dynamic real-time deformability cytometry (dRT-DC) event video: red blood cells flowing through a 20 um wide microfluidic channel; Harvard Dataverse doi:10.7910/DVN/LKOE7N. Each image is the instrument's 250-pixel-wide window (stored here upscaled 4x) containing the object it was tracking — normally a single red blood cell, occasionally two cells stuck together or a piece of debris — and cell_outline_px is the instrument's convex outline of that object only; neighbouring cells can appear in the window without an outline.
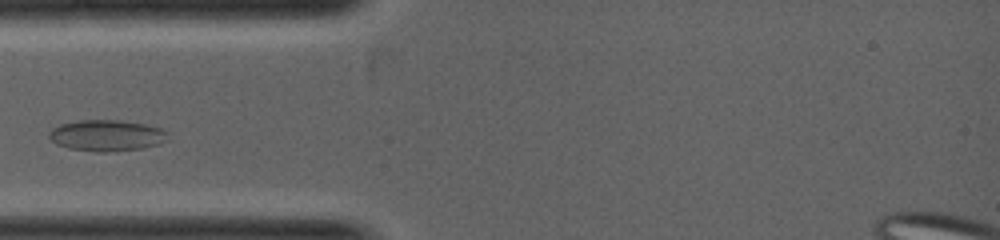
{"species": "common noctule bat (a hibernating species)", "species_latin": "Nyctalus noctula", "temperature_condition": "warm", "stored_images_in_passage": 4, "camera_frame_rate_fps": 5000, "um_per_image_px": 0.085, "animal": {"sex": "female", "body_mass_g": 19.0, "forearm_length_mm": 53.3}, "frame": {"image": 1, "passage_image": 4, "time_ms": 1.4, "image_size_px": [1000, 240], "cell_outline_px": [[168, 132], [164, 140], [156, 144], [140, 148], [116, 152], [96, 152], [68, 148], [56, 144], [48, 136], [52, 128], [60, 124], [76, 120], [120, 120], [144, 124], [160, 128]], "centroid_in_image_um": [9.01, 11.51], "position_along_channel_um": 76.0, "area_um2": 21.5}}